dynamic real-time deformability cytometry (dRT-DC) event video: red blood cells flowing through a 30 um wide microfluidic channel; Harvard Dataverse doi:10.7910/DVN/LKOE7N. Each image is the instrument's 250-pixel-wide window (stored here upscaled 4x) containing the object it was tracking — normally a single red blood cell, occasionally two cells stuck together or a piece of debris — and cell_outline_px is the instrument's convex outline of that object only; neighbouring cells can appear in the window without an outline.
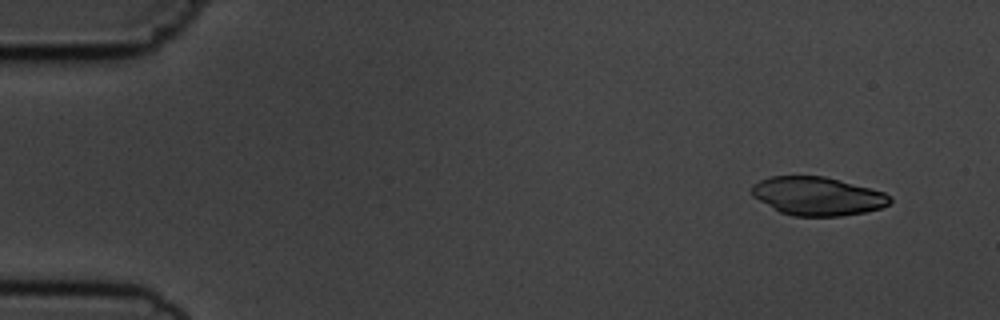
{"species": "common noctule bat (a hibernating species)", "species_latin": "Nyctalus noctula", "temperature_condition": "cold", "stored_images_in_passage": 6, "segment_of_instrument_passage": [2, 2], "camera_frame_rate_fps": 3000, "um_per_image_px": 0.085, "animal": {"sex": "male", "body_mass_g": 19.5, "forearm_length_mm": 54.6}, "frame": {"image": 1, "passage_image": 6, "time_ms": 5.667, "image_size_px": [1000, 320], "cell_outline_px": [[892, 200], [888, 204], [880, 208], [864, 212], [840, 216], [792, 216], [780, 212], [752, 196], [752, 184], [760, 180], [772, 176], [824, 176], [840, 180], [884, 192]], "centroid_in_image_um": [69.46, 16.67], "position_along_channel_um": 15.5, "area_um2": 30.75}}